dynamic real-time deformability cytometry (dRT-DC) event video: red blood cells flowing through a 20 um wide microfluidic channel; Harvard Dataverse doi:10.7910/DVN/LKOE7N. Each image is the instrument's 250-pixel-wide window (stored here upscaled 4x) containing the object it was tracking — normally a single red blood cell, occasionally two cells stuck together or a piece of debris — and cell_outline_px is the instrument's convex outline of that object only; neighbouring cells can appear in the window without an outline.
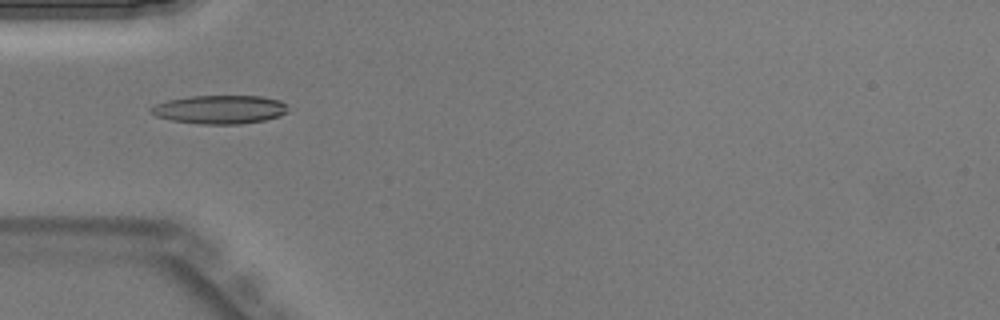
{"species": "Egyptian fruit bat (a non-hibernating species)", "species_latin": "Rousettus aegyptiacus", "temperature_condition": "warm", "stored_images_in_passage": 31, "camera_frame_rate_fps": 3000, "um_per_image_px": 0.085, "animal": {"sex": "male"}, "frame": {"image": 1, "passage_image": 1, "time_ms": 0.0, "image_size_px": [1000, 320], "cell_outline_px": [[288, 112], [280, 116], [264, 120], [240, 124], [200, 124], [172, 120], [156, 116], [148, 108], [156, 104], [168, 100], [188, 96], [260, 96], [280, 100], [288, 104]], "centroid_in_image_um": [18.72, 9.3], "position_along_channel_um": 66.3, "area_um2": 22.89}}
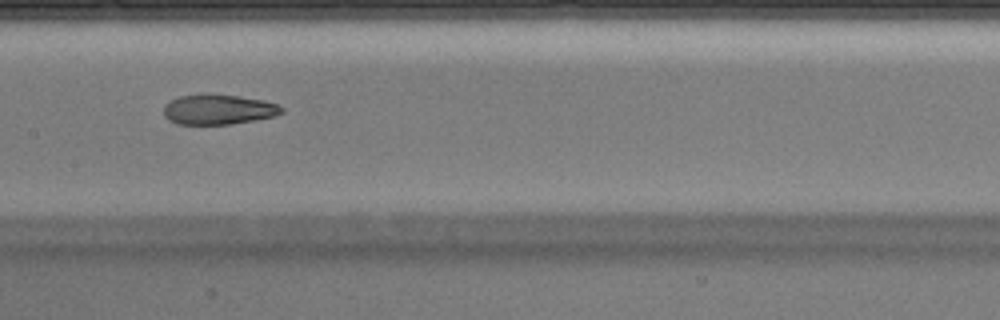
{"frame": {"image": 2, "passage_image": 9, "time_ms": 2.667, "image_size_px": [1000, 320], "cell_outline_px": [[284, 112], [276, 116], [232, 124], [176, 124], [168, 120], [164, 116], [164, 104], [180, 96], [236, 96], [264, 100], [276, 104], [284, 108]], "centroid_in_image_um": [18.59, 9.34], "position_along_channel_um": 188.8, "area_um2": 20.17}}
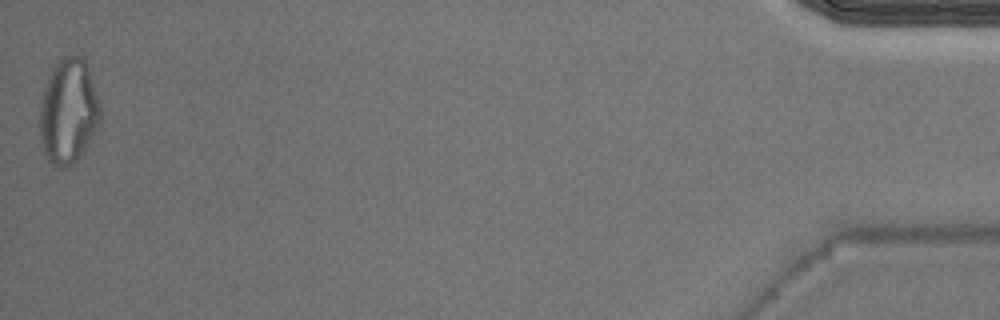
{"frame": {"image": 3, "passage_image": 31, "time_ms": 10.0, "image_size_px": [1000, 320], "cell_outline_px": [[104, 120], [84, 152], [68, 168], [60, 168], [52, 164], [48, 160], [44, 152], [40, 140], [40, 104], [44, 84], [52, 68], [64, 56], [80, 56], [88, 64], [104, 112]], "centroid_in_image_um": [5.87, 9.48], "position_along_channel_um": 429.3, "area_um2": 38.26}}